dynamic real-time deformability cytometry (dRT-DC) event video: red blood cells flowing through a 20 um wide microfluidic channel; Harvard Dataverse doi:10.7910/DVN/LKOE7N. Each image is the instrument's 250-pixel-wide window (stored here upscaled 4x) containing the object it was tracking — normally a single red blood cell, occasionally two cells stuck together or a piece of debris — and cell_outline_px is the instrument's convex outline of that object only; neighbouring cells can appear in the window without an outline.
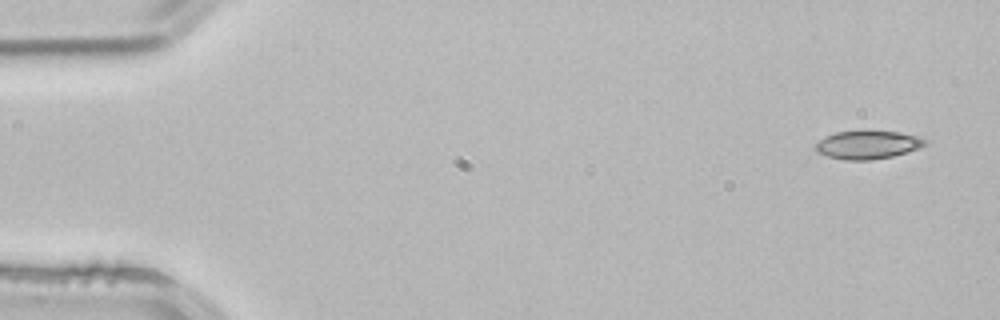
{"species": "common noctule bat (a hibernating species)", "species_latin": "Nyctalus noctula", "temperature_condition": "room temperature", "stored_images_in_passage": 3, "camera_frame_rate_fps": 3000, "um_per_image_px": 0.085, "animal": {"sex": "male", "body_mass_g": 21.5, "forearm_length_mm": 52.0}, "frame": {"image": 1, "passage_image": 1, "time_ms": 0.0, "image_size_px": [1000, 320], "cell_outline_px": [[928, 140], [920, 148], [892, 156], [872, 160], [844, 160], [828, 156], [816, 152], [812, 148], [824, 136], [836, 132], [864, 128], [868, 128], [900, 132], [920, 136]], "centroid_in_image_um": [73.74, 12.26], "position_along_channel_um": 11.3, "area_um2": 18.9}}